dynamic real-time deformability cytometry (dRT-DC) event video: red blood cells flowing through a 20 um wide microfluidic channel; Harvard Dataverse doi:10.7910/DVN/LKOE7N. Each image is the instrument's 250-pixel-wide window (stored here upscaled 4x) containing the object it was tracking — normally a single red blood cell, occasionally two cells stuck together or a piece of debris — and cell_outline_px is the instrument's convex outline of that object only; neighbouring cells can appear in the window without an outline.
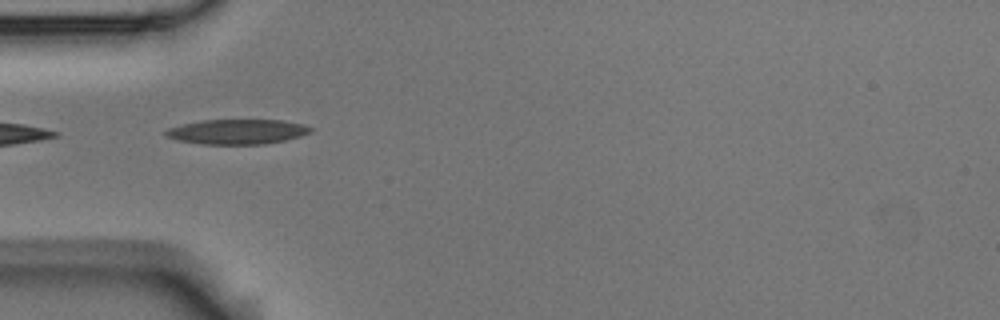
{"species": "Egyptian fruit bat (a non-hibernating species)", "species_latin": "Rousettus aegyptiacus", "temperature_condition": "room temperature", "stored_images_in_passage": 3, "camera_frame_rate_fps": 3000, "um_per_image_px": 0.085, "animal": {"sex": "male"}, "frame": {"image": 1, "passage_image": 1, "time_ms": 0.0, "image_size_px": [1000, 320], "cell_outline_px": [[312, 132], [300, 136], [284, 140], [264, 144], [200, 144], [176, 140], [164, 136], [164, 132], [168, 128], [184, 124], [204, 120], [280, 120], [304, 124], [312, 128]], "centroid_in_image_um": [20.15, 11.2], "position_along_channel_um": 64.9, "area_um2": 20.98}}
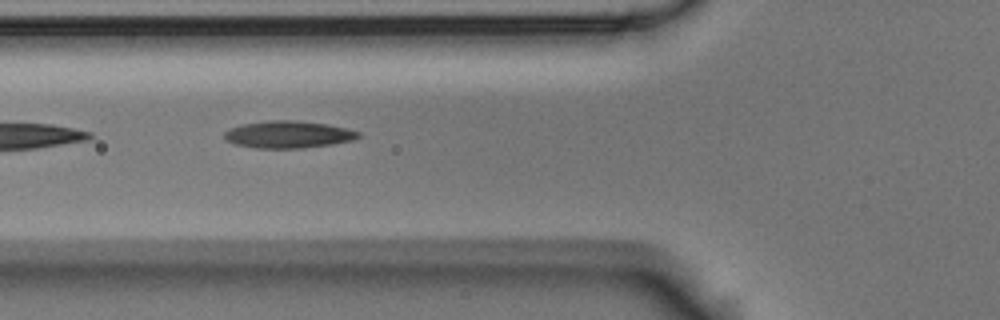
{"frame": {"image": 2, "passage_image": 2, "time_ms": 0.333, "image_size_px": [1000, 320], "cell_outline_px": [[360, 136], [352, 140], [332, 144], [304, 148], [256, 148], [236, 144], [224, 140], [224, 132], [240, 124], [268, 120], [296, 120], [328, 124], [348, 128], [360, 132]], "centroid_in_image_um": [24.5, 11.42], "position_along_channel_um": 101.3, "area_um2": 21.33}}
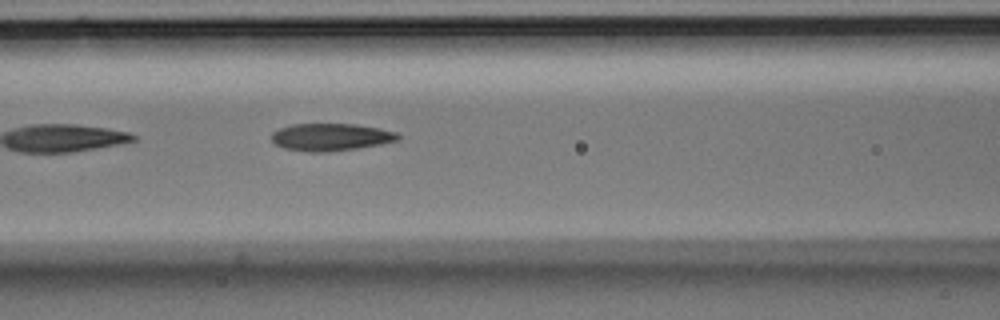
{"frame": {"image": 3, "passage_image": 3, "time_ms": 0.667, "image_size_px": [1000, 320], "cell_outline_px": [[400, 140], [380, 144], [356, 148], [324, 152], [312, 152], [284, 148], [276, 144], [272, 140], [272, 132], [280, 128], [292, 124], [356, 124], [380, 128], [396, 132], [400, 136]], "centroid_in_image_um": [28.13, 11.64], "position_along_channel_um": 138.5, "area_um2": 20.06}}